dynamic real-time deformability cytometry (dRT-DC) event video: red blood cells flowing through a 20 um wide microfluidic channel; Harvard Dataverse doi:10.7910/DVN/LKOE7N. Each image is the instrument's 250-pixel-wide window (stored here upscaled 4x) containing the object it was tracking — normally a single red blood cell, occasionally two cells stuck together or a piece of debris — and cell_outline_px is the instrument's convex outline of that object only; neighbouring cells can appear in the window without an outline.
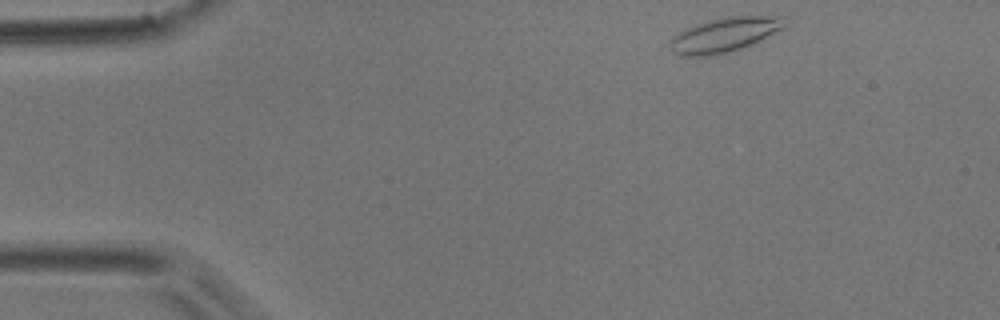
{"species": "common noctule bat (a hibernating species)", "species_latin": "Nyctalus noctula", "temperature_condition": "room temperature", "stored_images_in_passage": 45, "camera_frame_rate_fps": 3000, "um_per_image_px": 0.085, "animal": {"sex": "male", "body_mass_g": 17.9}, "frame": {"image": 1, "passage_image": 1, "time_ms": 0.0, "image_size_px": [1000, 320], "cell_outline_px": [[784, 28], [740, 48], [728, 52], [708, 56], [680, 56], [668, 44], [668, 40], [672, 36], [696, 24], [728, 16], [784, 16]], "centroid_in_image_um": [61.54, 2.95], "position_along_channel_um": 23.5, "area_um2": 22.48}}
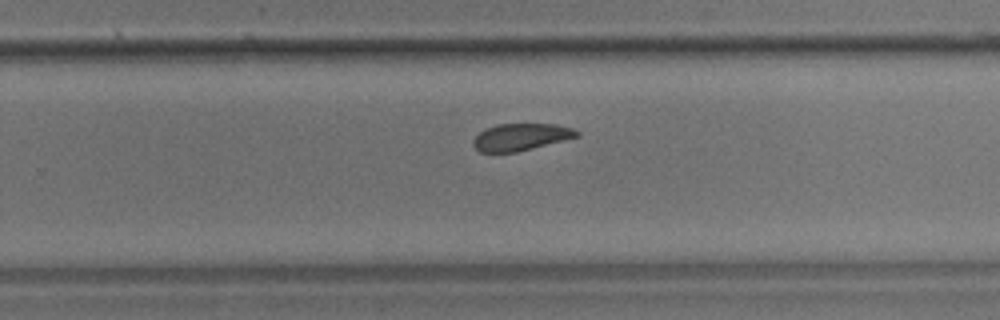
{"frame": {"image": 2, "passage_image": 27, "time_ms": 8.667, "image_size_px": [1000, 320], "cell_outline_px": [[580, 136], [516, 152], [480, 152], [472, 144], [472, 140], [484, 128], [496, 124], [556, 124], [572, 128], [580, 132]], "centroid_in_image_um": [44.26, 11.63], "position_along_channel_um": 285.5, "area_um2": 16.3}}
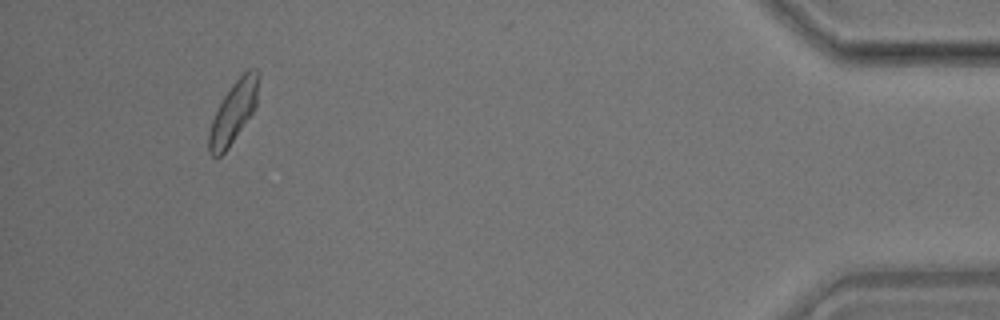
{"frame": {"image": 3, "passage_image": 42, "time_ms": 13.667, "image_size_px": [1000, 320], "cell_outline_px": [[260, 72], [256, 104], [252, 112], [228, 148], [216, 160], [208, 152], [208, 132], [212, 120], [224, 96], [232, 84], [248, 68], [256, 68]], "centroid_in_image_um": [19.83, 9.53], "position_along_channel_um": 415.4, "area_um2": 17.63}, "authors_computed_cell_mechanics": {"area_um2": 17.629, "velocity_mm_per_s": 3.9034, "shape_relaxation_time_tau1_ms": 4.3577, "shape_relaxation_time_tau2_ms": 2.7555, "deformation_change_tau1": 0.1164, "deformation_change_tau2": 0.0919}}